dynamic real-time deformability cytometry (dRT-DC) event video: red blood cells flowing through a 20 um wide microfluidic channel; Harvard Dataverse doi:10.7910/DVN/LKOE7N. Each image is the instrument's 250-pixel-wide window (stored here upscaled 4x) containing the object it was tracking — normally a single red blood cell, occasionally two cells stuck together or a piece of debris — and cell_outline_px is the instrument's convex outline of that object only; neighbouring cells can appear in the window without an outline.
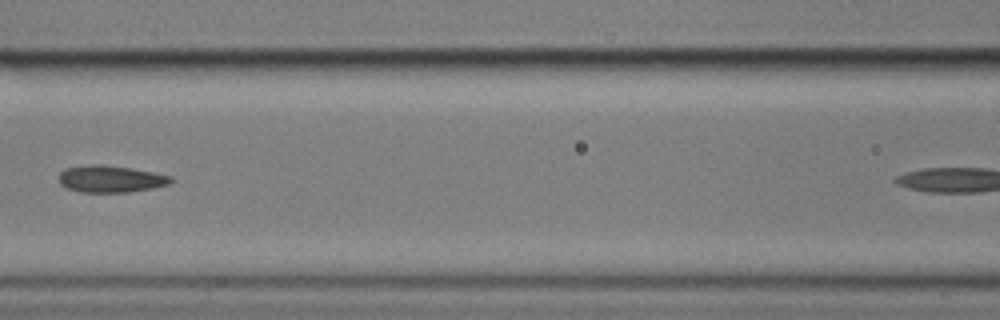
{"species": "common noctule bat (a hibernating species)", "species_latin": "Nyctalus noctula", "temperature_condition": "cold", "stored_images_in_passage": 5, "camera_frame_rate_fps": 3000, "um_per_image_px": 0.085, "animal": {"sex": "male", "body_mass_g": 17.9}, "frame": {"image": 1, "passage_image": 4, "time_ms": 6.333, "image_size_px": [1000, 320], "cell_outline_px": [[172, 184], [152, 188], [128, 192], [80, 192], [68, 188], [60, 184], [60, 172], [68, 168], [92, 164], [100, 164], [132, 168], [156, 172], [172, 176]], "centroid_in_image_um": [9.46, 15.21], "position_along_channel_um": 157.1, "area_um2": 17.57}}